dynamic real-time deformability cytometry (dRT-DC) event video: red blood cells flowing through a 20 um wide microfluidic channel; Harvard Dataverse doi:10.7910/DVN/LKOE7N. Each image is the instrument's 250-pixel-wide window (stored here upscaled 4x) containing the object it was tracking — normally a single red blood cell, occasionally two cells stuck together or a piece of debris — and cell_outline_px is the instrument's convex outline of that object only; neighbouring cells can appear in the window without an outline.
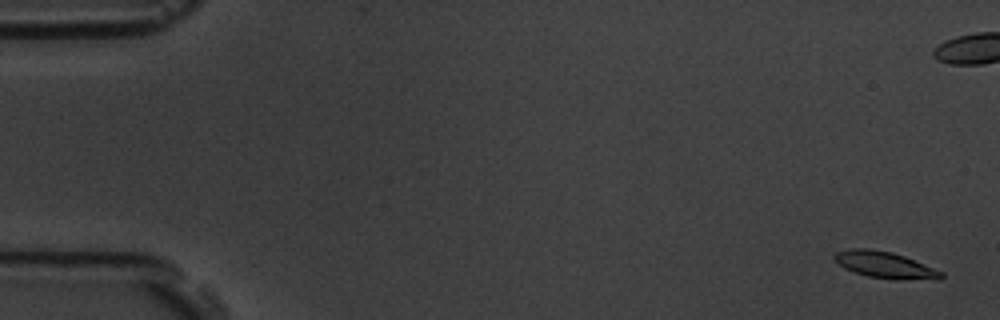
{"species": "common noctule bat (a hibernating species)", "species_latin": "Nyctalus noctula", "temperature_condition": "room temperature", "stored_images_in_passage": 7, "camera_frame_rate_fps": 3000, "um_per_image_px": 0.085, "animal": {"sex": "male", "body_mass_g": 19.5, "forearm_length_mm": 54.6}, "frame": {"image": 1, "passage_image": 1, "time_ms": 0.0, "image_size_px": [1000, 320], "cell_outline_px": [[944, 276], [940, 280], [936, 280], [868, 276], [844, 268], [832, 260], [832, 256], [836, 252], [848, 248], [868, 248], [892, 252], [904, 256], [944, 272]], "centroid_in_image_um": [75.18, 22.48], "position_along_channel_um": 9.8, "area_um2": 16.24}}